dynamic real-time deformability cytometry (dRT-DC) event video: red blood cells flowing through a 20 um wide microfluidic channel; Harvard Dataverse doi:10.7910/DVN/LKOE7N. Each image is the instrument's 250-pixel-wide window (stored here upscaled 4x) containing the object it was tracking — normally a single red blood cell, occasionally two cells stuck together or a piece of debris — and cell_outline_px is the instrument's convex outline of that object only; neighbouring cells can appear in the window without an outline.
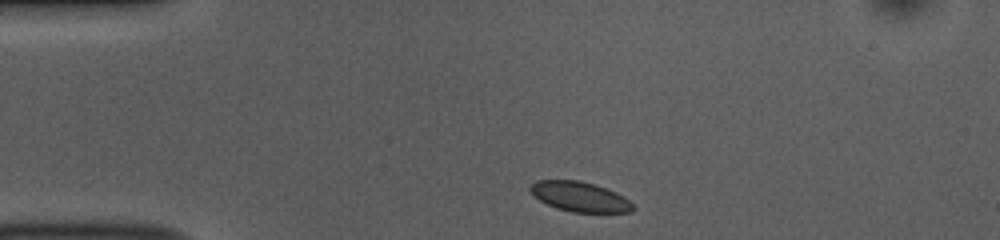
{"species": "common noctule bat (a hibernating species)", "species_latin": "Nyctalus noctula", "temperature_condition": "room temperature", "stored_images_in_passage": 43, "camera_frame_rate_fps": 3000, "um_per_image_px": 0.085, "animal": {"sex": "female", "body_mass_g": 10.0, "forearm_length_mm": 53.1}, "frame": {"image": 1, "passage_image": 1, "time_ms": 0.0, "image_size_px": [1000, 240], "cell_outline_px": [[636, 208], [632, 212], [572, 212], [556, 208], [540, 200], [528, 188], [536, 180], [580, 180], [616, 192], [624, 196]], "centroid_in_image_um": [49.3, 16.72], "position_along_channel_um": 35.7, "area_um2": 17.69}}
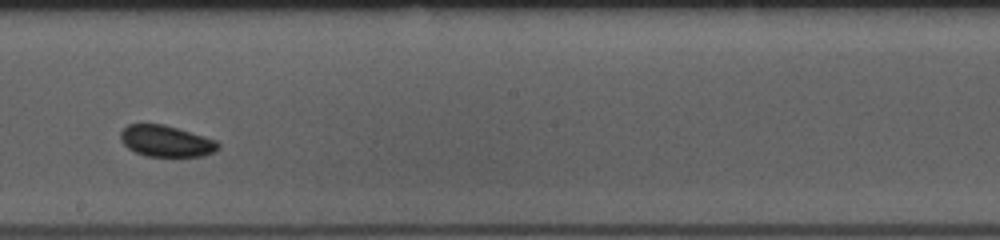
{"frame": {"image": 2, "passage_image": 20, "time_ms": 6.333, "image_size_px": [1000, 240], "cell_outline_px": [[220, 148], [216, 152], [204, 156], [144, 156], [128, 148], [120, 140], [120, 132], [128, 124], [164, 124], [204, 136], [216, 140], [220, 144]], "centroid_in_image_um": [14.14, 12.0], "position_along_channel_um": 234.1, "area_um2": 17.92}}
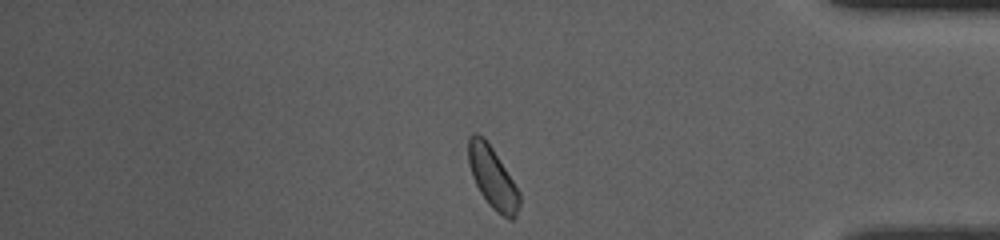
{"frame": {"image": 3, "passage_image": 35, "time_ms": 11.333, "image_size_px": [1000, 240], "cell_outline_px": [[520, 204], [516, 216], [512, 220], [508, 220], [496, 212], [488, 204], [480, 192], [472, 176], [468, 164], [468, 136], [472, 132], [476, 132], [484, 136], [492, 148], [520, 192]], "centroid_in_image_um": [41.85, 15.09], "position_along_channel_um": 393.3, "area_um2": 18.44}, "authors_computed_cell_mechanics": {"area_um2": 18.1492, "velocity_mm_per_s": 3.7117, "shape_relaxation_time_tau1_ms": 10.7412, "shape_relaxation_time_tau2_ms": null, "deformation_change_tau1": 0.0622, "deformation_change_tau2": null}}